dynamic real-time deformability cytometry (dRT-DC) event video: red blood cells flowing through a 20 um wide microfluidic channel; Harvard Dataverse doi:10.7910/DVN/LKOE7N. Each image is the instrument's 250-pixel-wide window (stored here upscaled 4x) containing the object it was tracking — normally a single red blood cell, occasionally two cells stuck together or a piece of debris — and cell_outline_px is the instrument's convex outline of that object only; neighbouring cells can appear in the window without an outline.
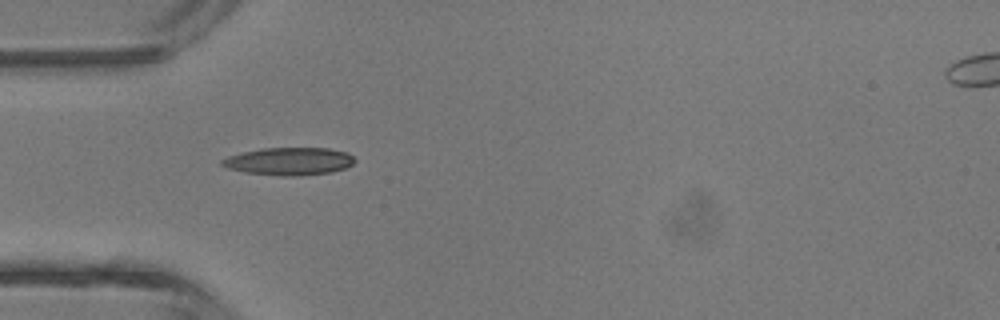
{"species": "common noctule bat (a hibernating species)", "species_latin": "Nyctalus noctula", "temperature_condition": "room temperature", "stored_images_in_passage": 2, "camera_frame_rate_fps": 3000, "um_per_image_px": 0.085, "animal": {"sex": "male", "body_mass_g": 13.3}, "frame": {"image": 1, "passage_image": 2, "time_ms": 2.0, "image_size_px": [1000, 320], "cell_outline_px": [[356, 160], [352, 164], [344, 168], [332, 172], [292, 176], [280, 176], [244, 172], [228, 168], [220, 164], [220, 160], [228, 156], [260, 148], [328, 148], [348, 152]], "centroid_in_image_um": [24.57, 13.7], "position_along_channel_um": 60.4, "area_um2": 21.39}}